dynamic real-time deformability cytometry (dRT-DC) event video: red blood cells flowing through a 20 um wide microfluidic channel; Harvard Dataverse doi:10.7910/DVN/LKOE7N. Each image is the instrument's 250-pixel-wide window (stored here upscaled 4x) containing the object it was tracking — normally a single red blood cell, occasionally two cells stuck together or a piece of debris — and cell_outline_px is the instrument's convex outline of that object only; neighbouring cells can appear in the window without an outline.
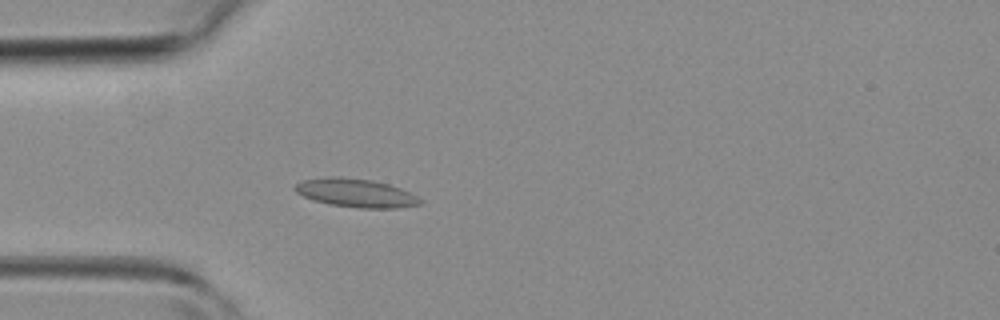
{"species": "common noctule bat (a hibernating species)", "species_latin": "Nyctalus noctula", "temperature_condition": "room temperature", "stored_images_in_passage": 41, "camera_frame_rate_fps": 3000, "um_per_image_px": 0.085, "animal": {"sex": "female", "body_mass_g": 19.3, "forearm_length_mm": 54.1}, "frame": {"image": 1, "passage_image": 11, "time_ms": 3.333, "image_size_px": [1000, 320], "cell_outline_px": [[424, 200], [420, 204], [396, 208], [360, 208], [328, 204], [312, 200], [296, 192], [292, 188], [300, 180], [328, 176], [336, 176], [372, 180], [388, 184], [400, 188]], "centroid_in_image_um": [30.2, 16.39], "position_along_channel_um": 54.8, "area_um2": 20.87}}
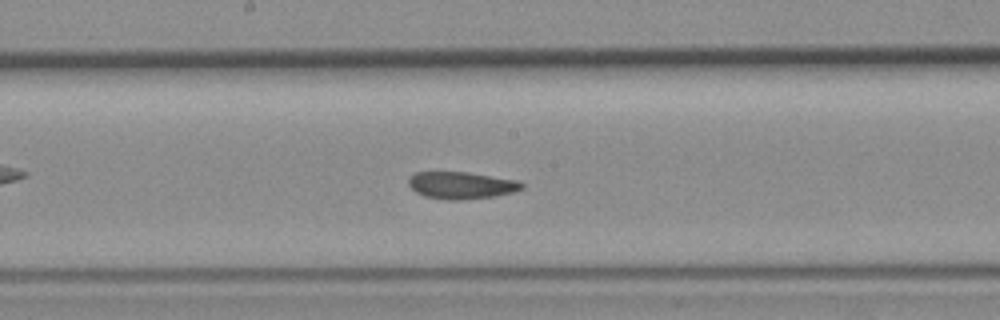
{"frame": {"image": 2, "passage_image": 21, "time_ms": 6.667, "image_size_px": [1000, 320], "cell_outline_px": [[524, 188], [512, 192], [496, 196], [460, 200], [448, 200], [424, 196], [416, 192], [408, 184], [408, 176], [416, 172], [468, 172], [516, 180], [524, 184]], "centroid_in_image_um": [39.19, 15.75], "position_along_channel_um": 209.0, "area_um2": 17.92}}
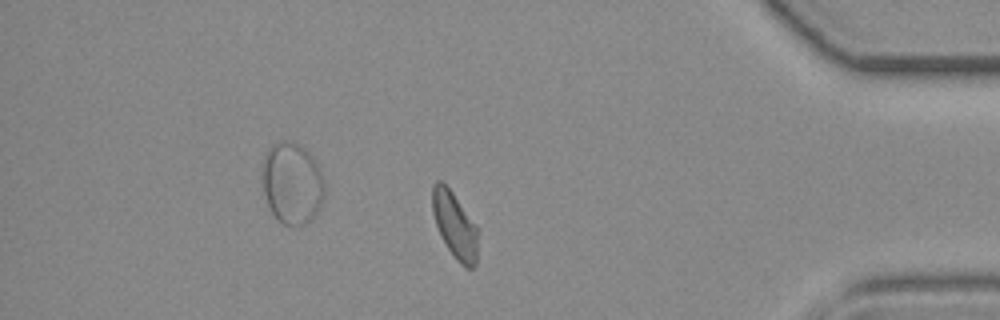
{"frame": {"image": 3, "passage_image": 35, "time_ms": 11.333, "image_size_px": [1000, 320], "cell_outline_px": [[480, 232], [476, 264], [472, 268], [468, 268], [460, 264], [456, 260], [448, 248], [436, 224], [432, 212], [432, 184], [436, 180], [440, 180], [452, 192]], "centroid_in_image_um": [38.68, 19.16], "position_along_channel_um": 396.5, "area_um2": 17.51}}